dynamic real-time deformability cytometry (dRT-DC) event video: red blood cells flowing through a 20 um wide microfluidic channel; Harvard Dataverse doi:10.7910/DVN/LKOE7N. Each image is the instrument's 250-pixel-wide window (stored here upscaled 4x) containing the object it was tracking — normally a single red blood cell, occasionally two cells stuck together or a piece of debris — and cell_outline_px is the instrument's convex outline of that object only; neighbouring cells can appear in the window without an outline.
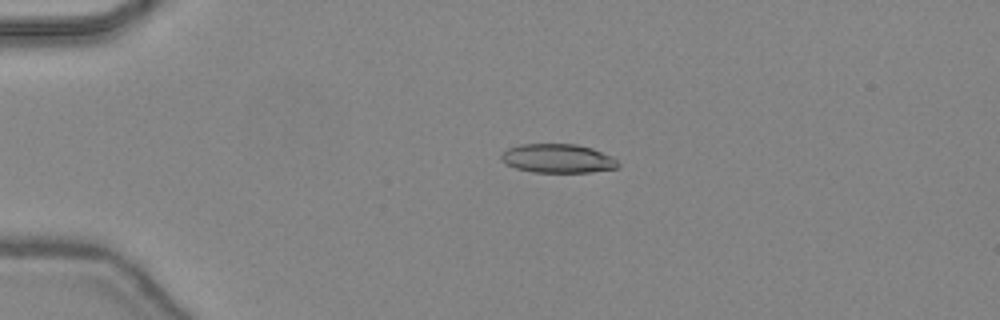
{"species": "common noctule bat (a hibernating species)", "species_latin": "Nyctalus noctula", "temperature_condition": "warm", "stored_images_in_passage": 47, "camera_frame_rate_fps": 3000, "um_per_image_px": 0.085, "animal": {"sex": "female", "body_mass_g": 24.6, "forearm_length_mm": 56.2}, "frame": {"image": 1, "passage_image": 12, "time_ms": 3.667, "image_size_px": [1000, 320], "cell_outline_px": [[620, 164], [616, 168], [592, 172], [532, 172], [516, 168], [500, 160], [500, 152], [508, 148], [520, 144], [576, 144], [592, 148], [612, 156]], "centroid_in_image_um": [47.39, 13.46], "position_along_channel_um": 37.6, "area_um2": 19.77}}
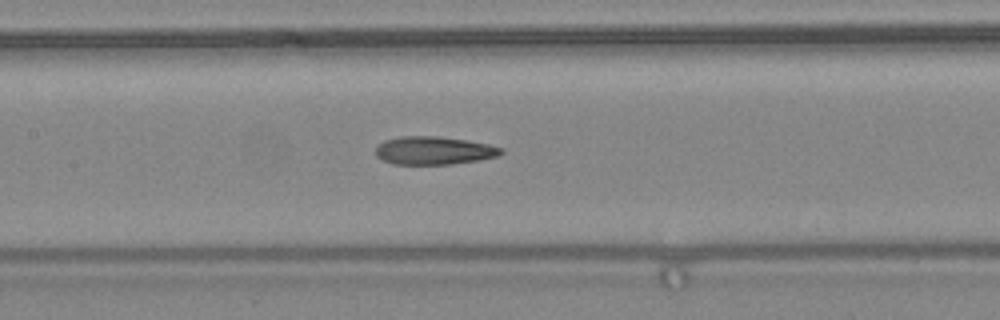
{"frame": {"image": 2, "passage_image": 24, "time_ms": 7.667, "image_size_px": [1000, 320], "cell_outline_px": [[504, 152], [500, 156], [480, 160], [448, 164], [392, 164], [376, 156], [376, 148], [384, 140], [400, 136], [436, 136], [468, 140], [488, 144], [504, 148]], "centroid_in_image_um": [36.92, 12.79], "position_along_channel_um": 170.5, "area_um2": 20.63}}
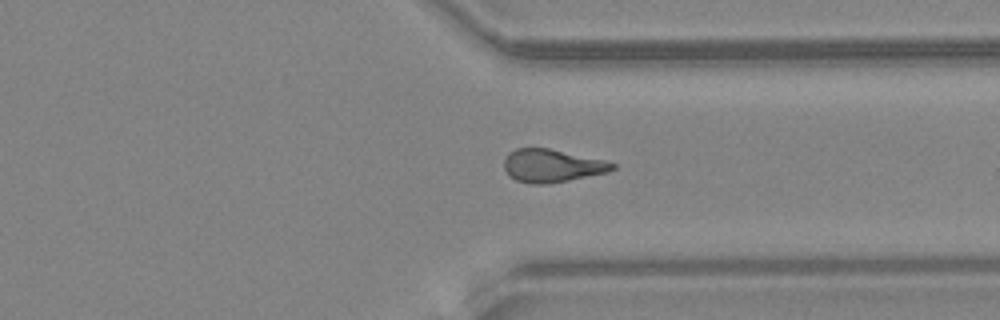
{"frame": {"image": 3, "passage_image": 37, "time_ms": 12.0, "image_size_px": [1000, 320], "cell_outline_px": [[616, 168], [608, 172], [548, 184], [532, 184], [516, 180], [508, 176], [504, 168], [504, 160], [508, 152], [516, 148], [548, 148], [604, 160], [616, 164]], "centroid_in_image_um": [46.89, 14.09], "position_along_channel_um": 364.5, "area_um2": 20.81}, "authors_computed_cell_mechanics": {"area_um2": 20.6346, "velocity_mm_per_s": 4.4889, "shape_relaxation_time_tau1_ms": 8.7033, "shape_relaxation_time_tau2_ms": 3.5647, "deformation_change_tau1": 0.2742, "deformation_change_tau2": 0.1446}}